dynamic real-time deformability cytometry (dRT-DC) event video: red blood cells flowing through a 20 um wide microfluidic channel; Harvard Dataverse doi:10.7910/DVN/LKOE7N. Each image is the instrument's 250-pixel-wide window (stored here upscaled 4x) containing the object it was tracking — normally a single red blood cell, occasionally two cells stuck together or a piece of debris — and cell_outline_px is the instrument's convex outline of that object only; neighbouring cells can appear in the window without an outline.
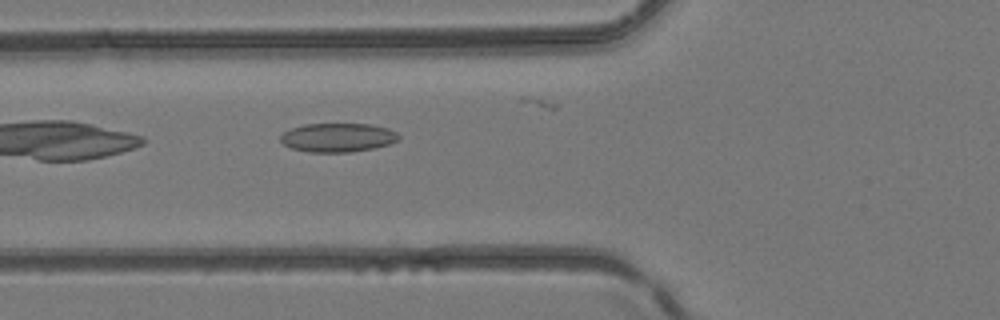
{"species": "common noctule bat (a hibernating species)", "species_latin": "Nyctalus noctula", "temperature_condition": "room temperature", "stored_images_in_passage": 4, "camera_frame_rate_fps": 3000, "um_per_image_px": 0.085, "animal": {"sex": "female", "body_mass_g": 24.6, "forearm_length_mm": 56.2}, "frame": {"image": 1, "passage_image": 4, "time_ms": 1.0, "image_size_px": [1000, 320], "cell_outline_px": [[400, 140], [388, 144], [372, 148], [348, 152], [308, 152], [292, 148], [284, 144], [280, 140], [280, 136], [284, 132], [292, 128], [304, 124], [368, 124], [388, 128], [396, 132], [400, 136]], "centroid_in_image_um": [28.71, 11.69], "position_along_channel_um": 97.1, "area_um2": 19.77}}